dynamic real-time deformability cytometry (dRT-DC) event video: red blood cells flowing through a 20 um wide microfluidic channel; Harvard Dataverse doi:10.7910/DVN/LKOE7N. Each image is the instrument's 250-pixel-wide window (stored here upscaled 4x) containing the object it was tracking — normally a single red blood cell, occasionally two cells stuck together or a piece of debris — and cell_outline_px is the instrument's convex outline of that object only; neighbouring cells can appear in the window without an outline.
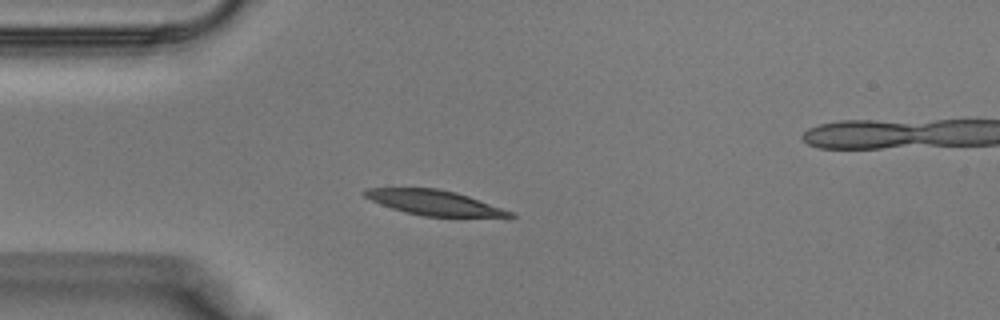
{"species": "Egyptian fruit bat (a non-hibernating species)", "species_latin": "Rousettus aegyptiacus", "temperature_condition": "warm", "stored_images_in_passage": 27, "camera_frame_rate_fps": 3000, "um_per_image_px": 0.085, "animal": {"sex": "male"}, "frame": {"image": 1, "passage_image": 1, "time_ms": 0.0, "image_size_px": [1000, 320], "cell_outline_px": [[516, 216], [508, 220], [424, 216], [404, 212], [380, 204], [364, 196], [360, 192], [368, 188], [436, 188], [456, 192], [468, 196], [512, 212]], "centroid_in_image_um": [37.07, 17.28], "position_along_channel_um": 47.9, "area_um2": 21.96}}
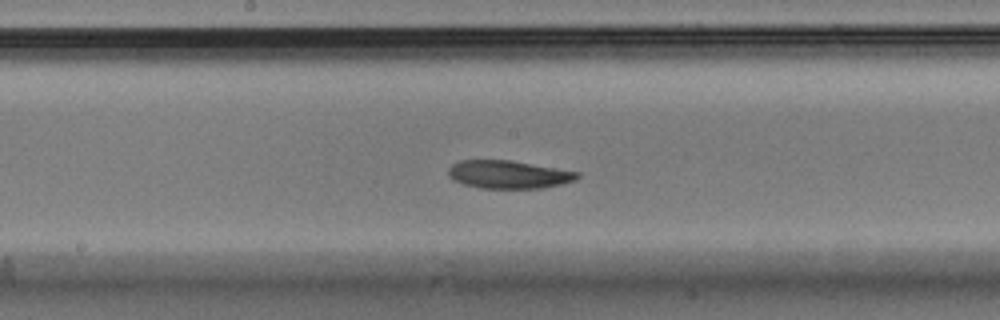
{"frame": {"image": 2, "passage_image": 11, "time_ms": 3.333, "image_size_px": [1000, 320], "cell_outline_px": [[580, 176], [576, 180], [560, 184], [540, 188], [480, 188], [464, 184], [452, 180], [448, 176], [448, 168], [452, 164], [460, 160], [512, 160], [580, 172]], "centroid_in_image_um": [43.21, 14.82], "position_along_channel_um": 205.0, "area_um2": 21.15}}
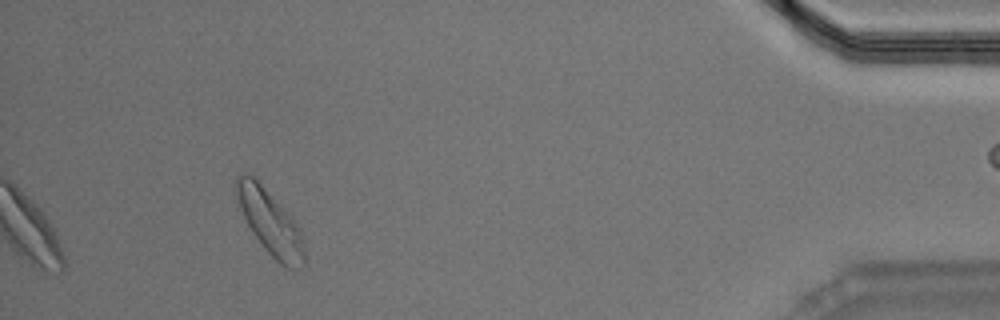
{"frame": {"image": 3, "passage_image": 27, "time_ms": 8.667, "image_size_px": [1000, 320], "cell_outline_px": [[304, 264], [296, 268], [288, 268], [280, 264], [268, 252], [252, 232], [244, 216], [236, 196], [236, 176], [240, 172], [248, 172], [260, 184], [300, 228], [304, 248]], "centroid_in_image_um": [22.94, 18.9], "position_along_channel_um": 412.3, "area_um2": 24.62}}